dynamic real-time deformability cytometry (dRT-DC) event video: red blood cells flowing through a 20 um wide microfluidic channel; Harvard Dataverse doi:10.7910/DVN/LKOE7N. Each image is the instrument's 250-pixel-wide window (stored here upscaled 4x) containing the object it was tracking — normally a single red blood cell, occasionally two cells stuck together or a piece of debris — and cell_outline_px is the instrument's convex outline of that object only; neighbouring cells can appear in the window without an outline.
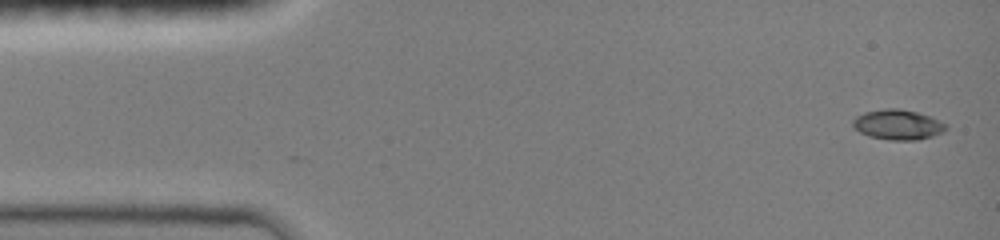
{"species": "common noctule bat (a hibernating species)", "species_latin": "Nyctalus noctula", "temperature_condition": "room temperature", "stored_images_in_passage": 10, "camera_frame_rate_fps": 3000, "um_per_image_px": 0.085, "animal": {"sex": "female", "body_mass_g": 19.0, "forearm_length_mm": 51.5}, "frame": {"image": 1, "passage_image": 1, "time_ms": 0.0, "image_size_px": [1000, 240], "cell_outline_px": [[948, 128], [944, 132], [932, 136], [916, 140], [888, 140], [868, 136], [860, 132], [852, 124], [852, 120], [856, 116], [864, 112], [884, 108], [900, 108], [916, 112], [940, 120], [948, 124]], "centroid_in_image_um": [76.33, 10.59], "position_along_channel_um": 8.7, "area_um2": 16.47}}
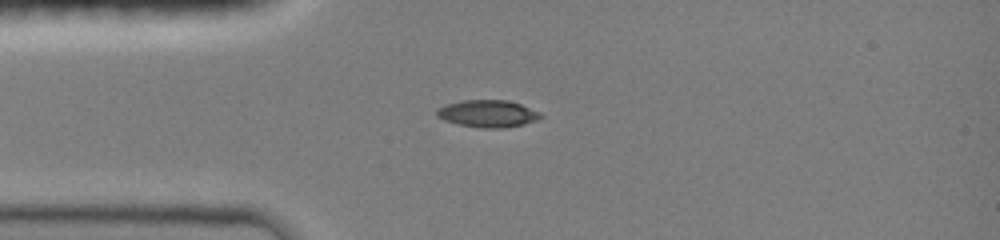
{"frame": {"image": 2, "passage_image": 7, "time_ms": 3.333, "image_size_px": [1000, 240], "cell_outline_px": [[544, 116], [536, 120], [524, 124], [504, 128], [484, 128], [460, 124], [444, 120], [436, 116], [436, 108], [444, 104], [464, 100], [508, 100], [520, 104], [540, 112]], "centroid_in_image_um": [41.45, 9.65], "position_along_channel_um": 43.6, "area_um2": 16.47}}
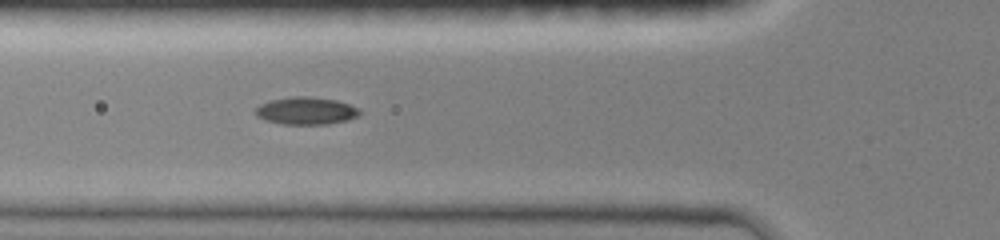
{"frame": {"image": 3, "passage_image": 10, "time_ms": 5.0, "image_size_px": [1000, 240], "cell_outline_px": [[360, 112], [356, 116], [348, 120], [328, 124], [284, 124], [264, 120], [256, 116], [256, 108], [260, 104], [272, 100], [292, 96], [308, 96], [336, 100], [360, 108]], "centroid_in_image_um": [26.01, 9.42], "position_along_channel_um": 99.8, "area_um2": 16.59}}